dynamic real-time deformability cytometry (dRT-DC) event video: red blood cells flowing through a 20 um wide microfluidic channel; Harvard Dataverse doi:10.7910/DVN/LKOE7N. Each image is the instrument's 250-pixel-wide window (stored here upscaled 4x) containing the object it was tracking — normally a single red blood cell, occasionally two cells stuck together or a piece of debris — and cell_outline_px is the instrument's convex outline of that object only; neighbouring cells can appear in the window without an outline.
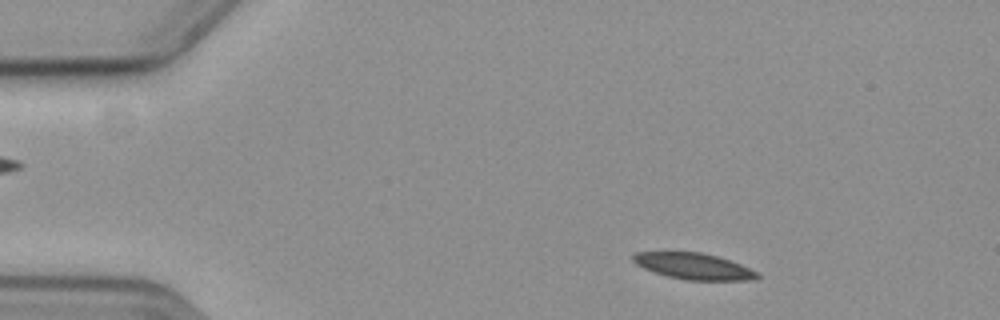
{"species": "common noctule bat (a hibernating species)", "species_latin": "Nyctalus noctula", "temperature_condition": "cold", "stored_images_in_passage": 15, "camera_frame_rate_fps": 3000, "um_per_image_px": 0.085, "animal": {"sex": "female", "body_mass_g": 19.3, "forearm_length_mm": 54.1}, "frame": {"image": 1, "passage_image": 5, "time_ms": 1.333, "image_size_px": [1000, 320], "cell_outline_px": [[760, 276], [752, 280], [688, 280], [668, 276], [644, 268], [636, 264], [632, 260], [632, 256], [636, 252], [700, 252], [716, 256], [740, 264], [760, 272]], "centroid_in_image_um": [58.99, 22.63], "position_along_channel_um": 26.0, "area_um2": 18.79}}